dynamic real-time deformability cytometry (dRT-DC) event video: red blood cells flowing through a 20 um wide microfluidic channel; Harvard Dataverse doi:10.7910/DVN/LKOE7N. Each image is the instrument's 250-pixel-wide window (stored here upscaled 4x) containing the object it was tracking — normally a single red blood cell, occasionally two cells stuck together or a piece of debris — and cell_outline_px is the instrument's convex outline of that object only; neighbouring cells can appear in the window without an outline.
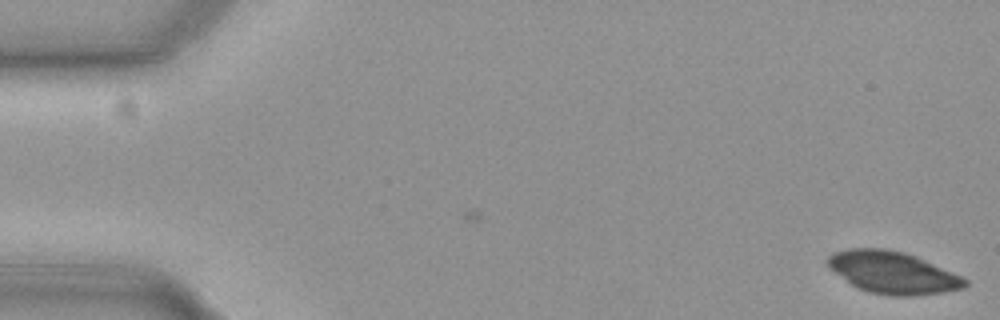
{"species": "common noctule bat (a hibernating species)", "species_latin": "Nyctalus noctula", "temperature_condition": "cold", "stored_images_in_passage": 6, "camera_frame_rate_fps": 3000, "um_per_image_px": 0.085, "animal": {"sex": "female", "body_mass_g": 19.3, "forearm_length_mm": 54.1}, "frame": {"image": 1, "passage_image": 6, "time_ms": 1.667, "image_size_px": [1000, 320], "cell_outline_px": [[968, 284], [964, 288], [944, 292], [912, 296], [888, 296], [868, 292], [856, 288], [836, 272], [828, 264], [828, 256], [832, 252], [848, 248], [884, 248], [904, 252], [916, 256], [952, 272], [968, 280]], "centroid_in_image_um": [75.89, 23.17], "position_along_channel_um": 9.1, "area_um2": 33.58}}